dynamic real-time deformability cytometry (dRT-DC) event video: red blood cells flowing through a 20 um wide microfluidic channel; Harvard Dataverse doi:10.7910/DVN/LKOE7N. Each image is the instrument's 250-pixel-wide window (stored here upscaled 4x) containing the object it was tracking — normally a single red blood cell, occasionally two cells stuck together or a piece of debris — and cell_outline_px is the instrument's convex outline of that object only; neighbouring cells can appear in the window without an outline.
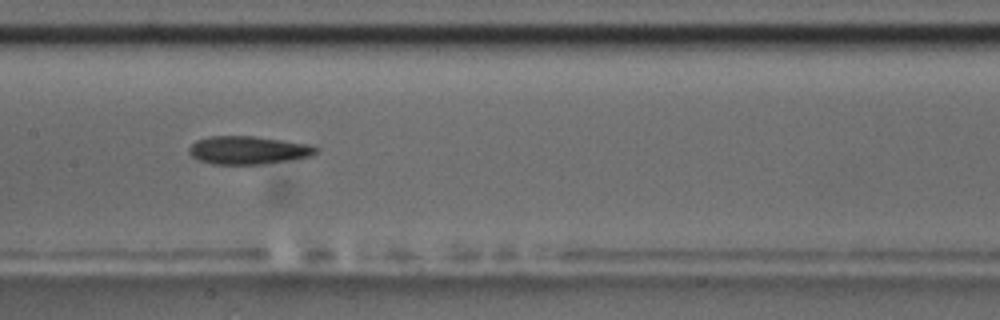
{"species": "common noctule bat (a hibernating species)", "species_latin": "Nyctalus noctula", "temperature_condition": "room temperature", "stored_images_in_passage": 9, "camera_frame_rate_fps": 3000, "um_per_image_px": 0.085, "animal": {"sex": "male", "body_mass_g": 17.5, "forearm_length_mm": 52.3}, "frame": {"image": 1, "passage_image": 8, "time_ms": 9.0, "image_size_px": [1000, 320], "cell_outline_px": [[320, 148], [312, 156], [288, 160], [260, 164], [212, 164], [196, 160], [188, 152], [188, 148], [196, 140], [208, 136], [252, 136], [312, 144]], "centroid_in_image_um": [21.08, 12.76], "position_along_channel_um": 186.3, "area_um2": 20.92}}